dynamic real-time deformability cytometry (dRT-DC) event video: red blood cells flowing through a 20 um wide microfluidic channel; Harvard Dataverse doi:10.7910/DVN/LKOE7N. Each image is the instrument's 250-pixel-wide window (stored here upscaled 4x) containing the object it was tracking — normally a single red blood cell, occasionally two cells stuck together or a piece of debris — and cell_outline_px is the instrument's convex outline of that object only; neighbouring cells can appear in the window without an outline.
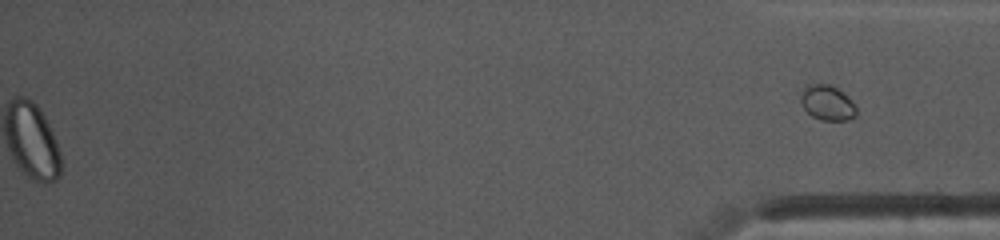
{"species": "common noctule bat (a hibernating species)", "species_latin": "Nyctalus noctula", "temperature_condition": "warm", "stored_images_in_passage": 37, "segment_of_instrument_passage": [2, 2], "camera_frame_rate_fps": 3000, "um_per_image_px": 0.085, "animal": {"sex": "female", "body_mass_g": 10.0, "forearm_length_mm": 53.1}, "frame": {"image": 1, "passage_image": 37, "time_ms": 12.0, "image_size_px": [1000, 240], "cell_outline_px": [[856, 116], [848, 120], [820, 120], [812, 116], [800, 104], [800, 96], [808, 84], [828, 84], [836, 88], [852, 100], [856, 108]], "centroid_in_image_um": [70.32, 8.75], "position_along_channel_um": 364.9, "area_um2": 11.27}}